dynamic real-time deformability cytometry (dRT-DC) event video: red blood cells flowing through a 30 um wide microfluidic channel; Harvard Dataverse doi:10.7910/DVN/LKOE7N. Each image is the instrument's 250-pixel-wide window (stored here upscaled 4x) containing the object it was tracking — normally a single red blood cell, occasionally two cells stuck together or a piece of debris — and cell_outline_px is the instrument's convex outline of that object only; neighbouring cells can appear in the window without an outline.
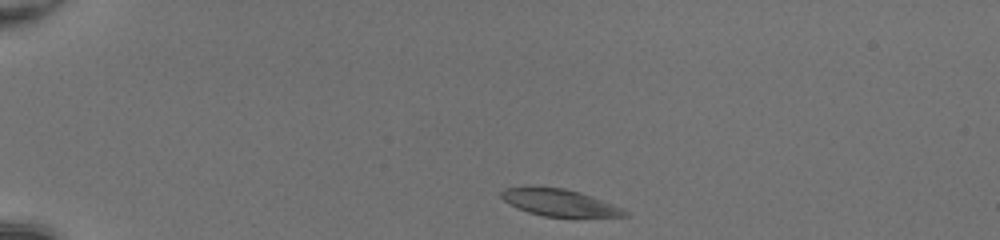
{"species": "common noctule bat (a hibernating species)", "species_latin": "Nyctalus noctula", "temperature_condition": "room temperature", "stored_images_in_passage": 40, "camera_frame_rate_fps": 3000, "um_per_image_px": 0.085, "animal": {"sex": "female", "body_mass_g": 20.0, "forearm_length_mm": 54.0}, "frame": {"image": 1, "passage_image": 1, "time_ms": 0.0, "image_size_px": [1000, 240], "cell_outline_px": [[628, 216], [544, 216], [528, 212], [516, 208], [508, 204], [500, 196], [500, 192], [504, 188], [564, 188], [580, 192], [624, 208], [628, 212]], "centroid_in_image_um": [47.55, 17.23], "position_along_channel_um": 37.4, "area_um2": 18.9}}
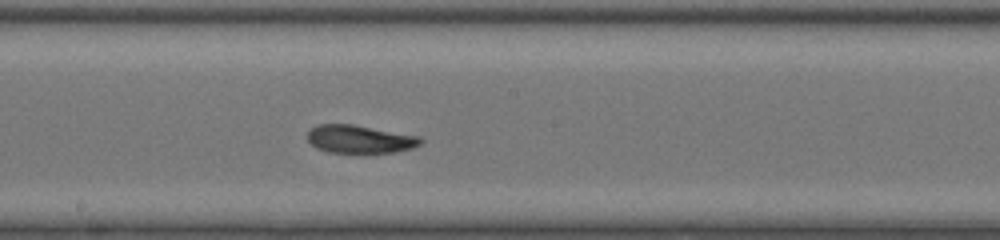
{"frame": {"image": 2, "passage_image": 19, "time_ms": 6.0, "image_size_px": [1000, 240], "cell_outline_px": [[424, 140], [420, 144], [412, 148], [396, 152], [364, 156], [328, 152], [316, 148], [308, 140], [308, 132], [316, 124], [352, 124], [420, 136]], "centroid_in_image_um": [30.6, 11.88], "position_along_channel_um": 217.6, "area_um2": 19.36}}
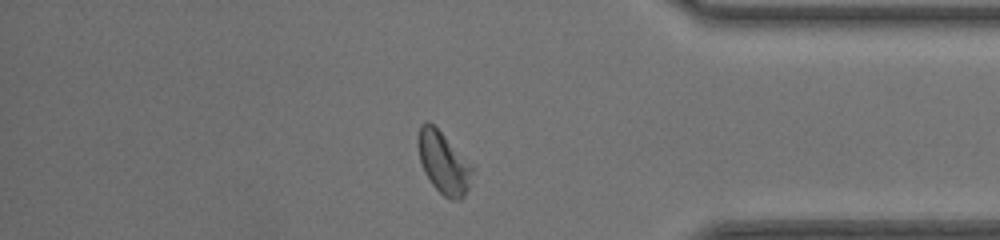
{"frame": {"image": 3, "passage_image": 33, "time_ms": 10.667, "image_size_px": [1000, 240], "cell_outline_px": [[476, 168], [468, 188], [464, 196], [460, 200], [452, 200], [444, 196], [432, 184], [424, 172], [420, 160], [416, 144], [420, 124], [424, 120], [428, 120], [476, 164]], "centroid_in_image_um": [37.75, 13.8], "position_along_channel_um": 397.5, "area_um2": 20.4}, "authors_computed_cell_mechanics": {"area_um2": 19.3341, "velocity_mm_per_s": 4.1951, "shape_relaxation_time_tau1_ms": 10.7272, "shape_relaxation_time_tau2_ms": 2.6783, "deformation_change_tau1": 0.2399, "deformation_change_tau2": 0.094}}